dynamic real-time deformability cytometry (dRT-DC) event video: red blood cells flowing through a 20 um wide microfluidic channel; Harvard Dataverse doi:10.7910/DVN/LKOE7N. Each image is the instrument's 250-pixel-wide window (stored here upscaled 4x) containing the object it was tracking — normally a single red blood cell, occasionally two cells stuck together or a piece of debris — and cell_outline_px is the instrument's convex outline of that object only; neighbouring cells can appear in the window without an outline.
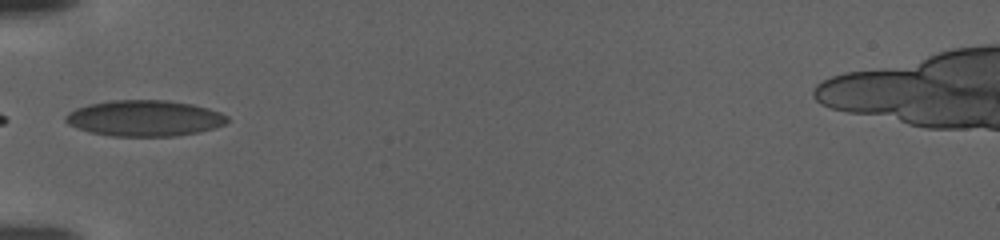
{"species": "human", "species_latin": "Homo sapiens", "temperature_condition": "warm", "stored_images_in_passage": 68, "camera_frame_rate_fps": 3000, "um_per_image_px": 0.085, "donor": {"sex": "female"}, "frame": {"image": 1, "passage_image": 1, "time_ms": 0.0, "image_size_px": [1000, 240], "cell_outline_px": [[228, 120], [224, 124], [212, 128], [196, 132], [176, 136], [112, 136], [88, 132], [76, 128], [68, 124], [64, 120], [64, 116], [68, 112], [76, 108], [88, 104], [108, 100], [168, 100], [192, 104], [208, 108], [220, 112], [228, 116]], "centroid_in_image_um": [12.23, 10.04], "position_along_channel_um": 72.8, "area_um2": 34.04}}